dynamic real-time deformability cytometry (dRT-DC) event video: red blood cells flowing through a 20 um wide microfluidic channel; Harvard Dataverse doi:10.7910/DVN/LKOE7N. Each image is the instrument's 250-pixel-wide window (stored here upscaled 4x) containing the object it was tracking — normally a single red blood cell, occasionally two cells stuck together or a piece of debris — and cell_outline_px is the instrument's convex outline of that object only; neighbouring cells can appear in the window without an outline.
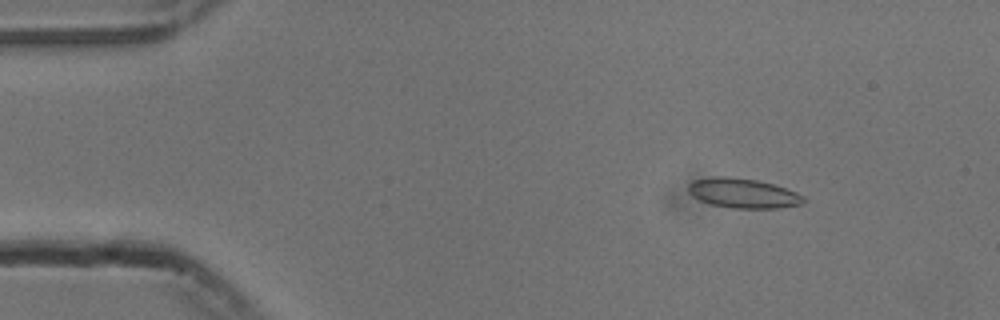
{"species": "common noctule bat (a hibernating species)", "species_latin": "Nyctalus noctula", "temperature_condition": "cold", "stored_images_in_passage": 53, "camera_frame_rate_fps": 3000, "um_per_image_px": 0.085, "animal": {"sex": "male", "body_mass_g": 13.3}, "frame": {"image": 1, "passage_image": 6, "time_ms": 1.667, "image_size_px": [1000, 320], "cell_outline_px": [[804, 204], [780, 208], [732, 208], [712, 204], [700, 200], [692, 196], [688, 192], [688, 184], [692, 180], [712, 176], [728, 176], [756, 180], [772, 184], [796, 192], [804, 196]], "centroid_in_image_um": [63.14, 16.42], "position_along_channel_um": 21.9, "area_um2": 20.0}}
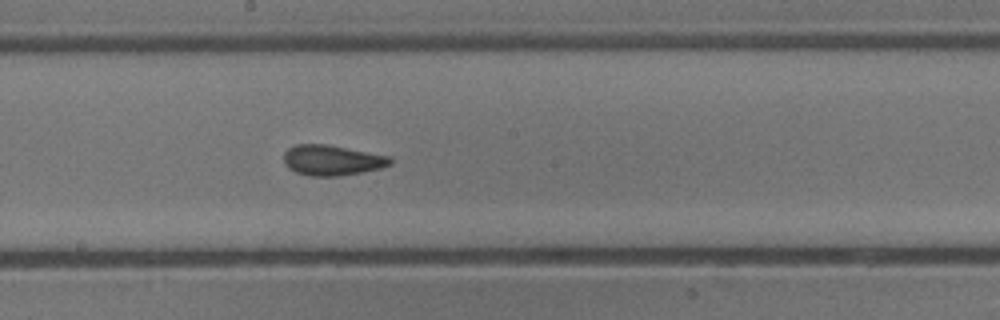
{"frame": {"image": 2, "passage_image": 28, "time_ms": 9.0, "image_size_px": [1000, 320], "cell_outline_px": [[392, 164], [380, 168], [340, 176], [308, 176], [296, 172], [288, 168], [284, 164], [284, 152], [288, 148], [296, 144], [328, 144], [392, 156]], "centroid_in_image_um": [28.22, 13.61], "position_along_channel_um": 220.0, "area_um2": 19.07}}
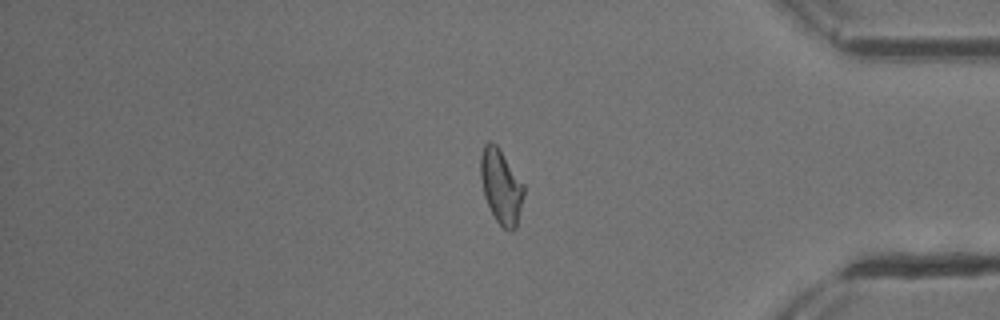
{"frame": {"image": 3, "passage_image": 44, "time_ms": 14.333, "image_size_px": [1000, 320], "cell_outline_px": [[524, 196], [516, 228], [504, 228], [496, 220], [484, 196], [480, 176], [480, 156], [484, 144], [488, 140], [496, 144], [524, 184]], "centroid_in_image_um": [42.58, 15.8], "position_along_channel_um": 392.6, "area_um2": 18.55}, "authors_computed_cell_mechanics": {"area_um2": 18.6694, "velocity_mm_per_s": 3.7658, "shape_relaxation_time_tau1_ms": 4.8427, "shape_relaxation_time_tau2_ms": 1.5804, "deformation_change_tau1": 0.1446, "deformation_change_tau2": 0.0873}}